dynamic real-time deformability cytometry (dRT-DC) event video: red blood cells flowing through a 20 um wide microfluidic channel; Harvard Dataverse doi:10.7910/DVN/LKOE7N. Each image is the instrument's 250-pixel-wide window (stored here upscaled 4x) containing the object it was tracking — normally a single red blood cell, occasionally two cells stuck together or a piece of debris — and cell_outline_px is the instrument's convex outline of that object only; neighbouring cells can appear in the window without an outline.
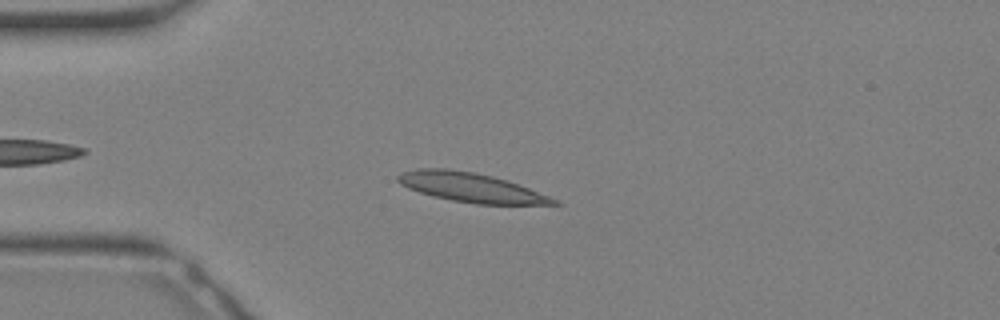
{"species": "Egyptian fruit bat (a non-hibernating species)", "species_latin": "Rousettus aegyptiacus", "temperature_condition": "warm", "stored_images_in_passage": 26, "camera_frame_rate_fps": 3000, "um_per_image_px": 0.085, "animal": {"sex": "female"}, "frame": {"image": 1, "passage_image": 2, "time_ms": 0.333, "image_size_px": [1000, 320], "cell_outline_px": [[564, 204], [476, 204], [452, 200], [432, 196], [408, 188], [400, 184], [396, 180], [396, 176], [400, 172], [416, 168], [448, 168], [476, 172], [508, 180], [560, 200]], "centroid_in_image_um": [40.01, 15.92], "position_along_channel_um": 45.0, "area_um2": 26.82}}
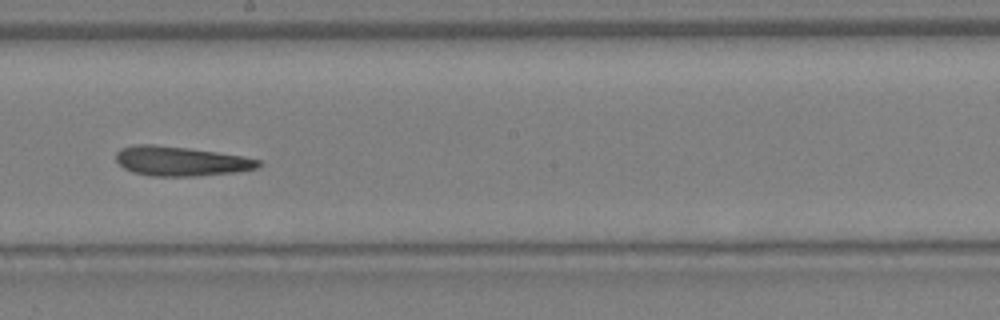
{"frame": {"image": 2, "passage_image": 12, "time_ms": 3.667, "image_size_px": [1000, 320], "cell_outline_px": [[264, 164], [256, 168], [236, 172], [196, 176], [152, 176], [132, 172], [124, 168], [116, 160], [116, 152], [120, 148], [132, 144], [156, 144], [188, 148], [216, 152], [240, 156], [260, 160]], "centroid_in_image_um": [15.33, 13.69], "position_along_channel_um": 232.9, "area_um2": 24.57}}
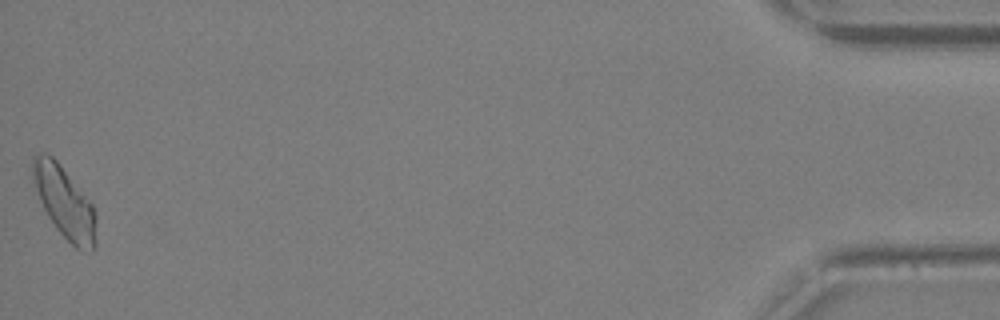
{"frame": {"image": 3, "passage_image": 26, "time_ms": 8.333, "image_size_px": [1000, 320], "cell_outline_px": [[96, 244], [92, 252], [80, 252], [56, 228], [48, 216], [40, 200], [32, 180], [32, 156], [36, 152], [44, 152], [52, 156], [56, 160], [92, 204], [96, 216]], "centroid_in_image_um": [5.48, 17.21], "position_along_channel_um": 429.7, "area_um2": 26.36}}